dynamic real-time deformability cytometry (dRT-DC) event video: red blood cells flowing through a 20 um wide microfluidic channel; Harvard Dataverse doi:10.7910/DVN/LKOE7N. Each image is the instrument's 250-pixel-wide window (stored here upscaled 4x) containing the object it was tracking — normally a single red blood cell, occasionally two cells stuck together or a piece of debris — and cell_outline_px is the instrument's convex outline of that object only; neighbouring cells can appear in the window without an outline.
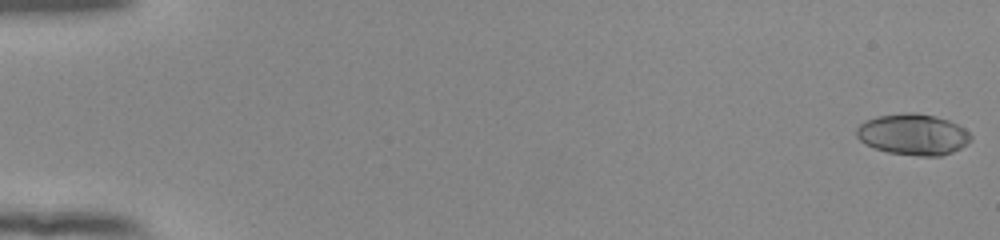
{"species": "human", "species_latin": "Homo sapiens", "temperature_condition": "room temperature", "stored_images_in_passage": 54, "camera_frame_rate_fps": 3000, "um_per_image_px": 0.085, "donor": {"sex": "female"}, "frame": {"image": 1, "passage_image": 1, "time_ms": 0.0, "image_size_px": [1000, 240], "cell_outline_px": [[972, 140], [968, 144], [952, 152], [940, 156], [920, 156], [888, 152], [864, 144], [856, 136], [856, 128], [864, 120], [876, 116], [908, 112], [916, 112], [936, 116], [948, 120], [964, 128], [972, 136]], "centroid_in_image_um": [77.61, 11.42], "position_along_channel_um": 7.4, "area_um2": 27.57}}
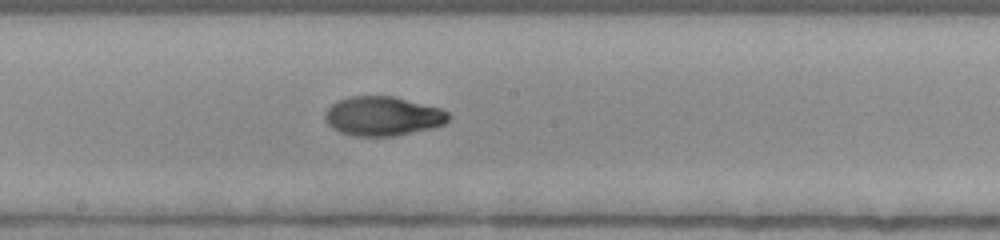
{"frame": {"image": 2, "passage_image": 31, "time_ms": 10.0, "image_size_px": [1000, 240], "cell_outline_px": [[452, 116], [444, 124], [432, 128], [392, 136], [352, 136], [340, 132], [332, 128], [328, 124], [324, 116], [324, 112], [336, 100], [348, 96], [392, 96], [440, 108], [448, 112]], "centroid_in_image_um": [32.51, 9.87], "position_along_channel_um": 215.7, "area_um2": 28.32}}
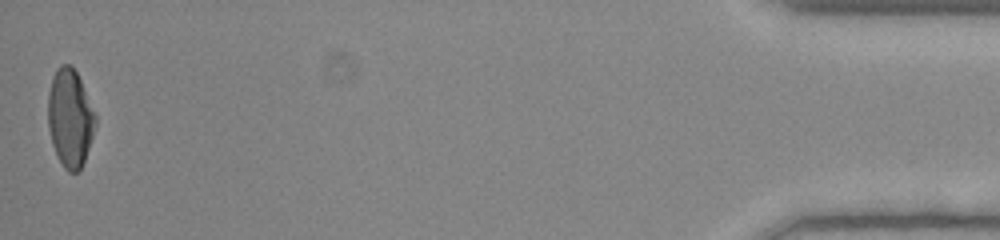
{"frame": {"image": 3, "passage_image": 54, "time_ms": 17.667, "image_size_px": [1000, 240], "cell_outline_px": [[96, 124], [84, 160], [80, 168], [76, 172], [68, 172], [64, 168], [52, 144], [48, 128], [48, 92], [52, 76], [56, 68], [60, 64], [72, 64], [80, 80], [96, 116]], "centroid_in_image_um": [5.93, 9.99], "position_along_channel_um": 429.3, "area_um2": 26.82}, "authors_computed_cell_mechanics": {"area_um2": 27.455, "velocity_mm_per_s": 3.9148, "shape_relaxation_time_tau1_ms": 4.9002, "shape_relaxation_time_tau2_ms": 1.5338, "deformation_change_tau1": 0.214, "deformation_change_tau2": 0.0532}}